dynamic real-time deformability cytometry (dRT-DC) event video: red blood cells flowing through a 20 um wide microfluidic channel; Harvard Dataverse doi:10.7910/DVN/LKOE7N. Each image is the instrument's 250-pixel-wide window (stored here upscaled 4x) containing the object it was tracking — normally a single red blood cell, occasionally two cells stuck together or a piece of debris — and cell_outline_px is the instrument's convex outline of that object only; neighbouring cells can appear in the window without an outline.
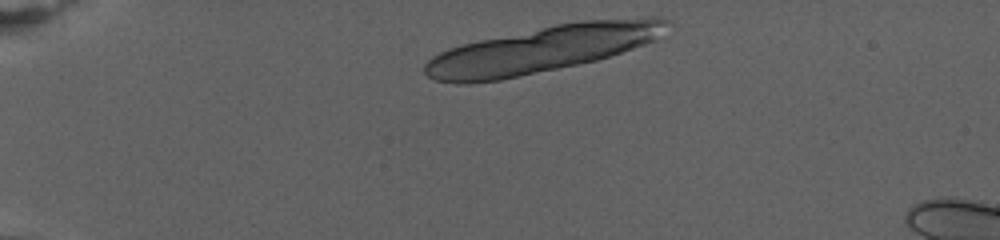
{"species": "human", "species_latin": "Homo sapiens", "temperature_condition": "warm", "stored_images_in_passage": 10, "camera_frame_rate_fps": 3000, "um_per_image_px": 0.085, "donor": {"sex": "female"}, "frame": {"image": 1, "passage_image": 1, "time_ms": 0.0, "image_size_px": [1000, 240], "cell_outline_px": [[672, 24], [652, 40], [644, 44], [596, 60], [500, 80], [472, 84], [460, 84], [436, 80], [428, 76], [424, 72], [424, 64], [432, 56], [448, 48], [480, 40], [556, 24], [584, 20], [644, 16], [660, 16], [672, 20]], "centroid_in_image_um": [46.1, 4.17], "position_along_channel_um": 38.9, "area_um2": 65.49}}
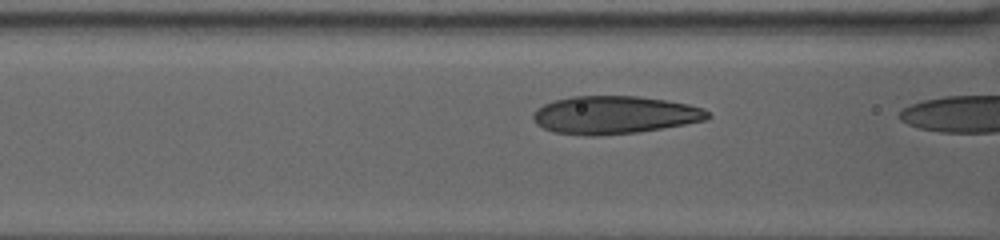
{"frame": {"image": 2, "passage_image": 9, "time_ms": 4.667, "image_size_px": [1000, 240], "cell_outline_px": [[712, 116], [708, 120], [636, 132], [600, 136], [588, 136], [552, 132], [536, 124], [532, 120], [532, 116], [536, 108], [552, 100], [572, 96], [640, 96], [688, 104], [704, 108]], "centroid_in_image_um": [52.19, 9.77], "position_along_channel_um": 114.4, "area_um2": 38.78}}